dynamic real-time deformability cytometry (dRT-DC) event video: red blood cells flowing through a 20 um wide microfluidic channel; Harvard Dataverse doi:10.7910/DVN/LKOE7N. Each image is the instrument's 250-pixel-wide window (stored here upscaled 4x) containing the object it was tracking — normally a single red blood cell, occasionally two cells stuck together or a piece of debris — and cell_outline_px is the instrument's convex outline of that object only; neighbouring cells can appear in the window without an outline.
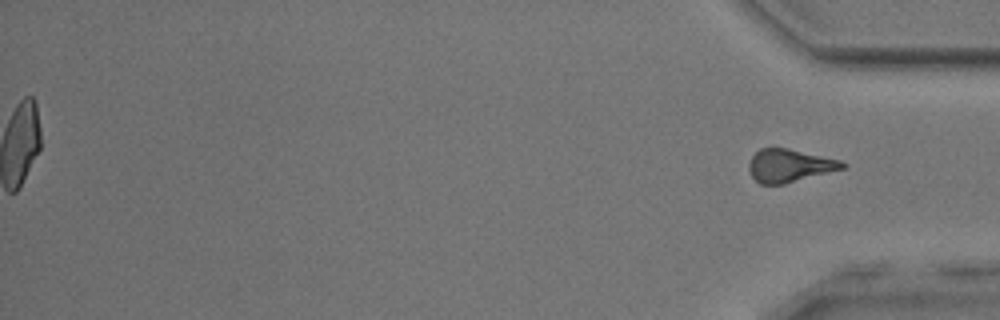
{"species": "common noctule bat (a hibernating species)", "species_latin": "Nyctalus noctula", "temperature_condition": "room temperature", "stored_images_in_passage": 39, "segment_of_instrument_passage": [2, 2], "camera_frame_rate_fps": 3000, "um_per_image_px": 0.085, "animal": {"sex": "male", "body_mass_g": 17.9, "forearm_length_mm": 54.2}, "frame": {"image": 1, "passage_image": 39, "time_ms": 12.667, "image_size_px": [1000, 320], "cell_outline_px": [[848, 168], [784, 184], [760, 184], [752, 176], [748, 168], [748, 164], [752, 156], [760, 148], [788, 148], [840, 160], [848, 164]], "centroid_in_image_um": [67.15, 14.08], "position_along_channel_um": 368.1, "area_um2": 18.09}}